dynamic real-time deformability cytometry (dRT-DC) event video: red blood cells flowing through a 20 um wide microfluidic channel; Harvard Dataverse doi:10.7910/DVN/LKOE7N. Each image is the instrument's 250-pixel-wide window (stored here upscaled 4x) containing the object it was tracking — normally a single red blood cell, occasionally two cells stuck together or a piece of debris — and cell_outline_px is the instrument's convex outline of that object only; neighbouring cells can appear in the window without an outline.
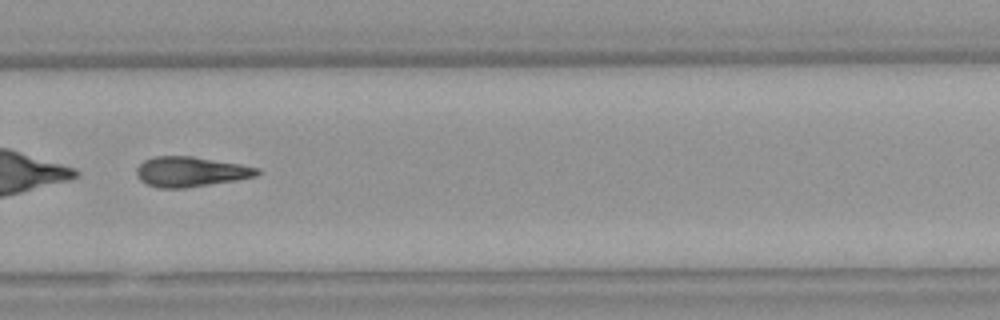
{"species": "Egyptian fruit bat (a non-hibernating species)", "species_latin": "Rousettus aegyptiacus", "temperature_condition": "warm", "stored_images_in_passage": 32, "camera_frame_rate_fps": 3000, "um_per_image_px": 0.085, "animal": {"sex": "female"}, "frame": {"image": 1, "passage_image": 19, "time_ms": 6.0, "image_size_px": [1000, 320], "cell_outline_px": [[260, 172], [256, 176], [236, 180], [184, 188], [160, 188], [148, 184], [140, 180], [136, 172], [136, 168], [144, 160], [152, 156], [192, 156], [240, 164], [260, 168]], "centroid_in_image_um": [16.2, 14.59], "position_along_channel_um": 313.6, "area_um2": 21.04}, "authors_computed_cell_mechanics": {"area_um2": 21.097, "velocity_mm_per_s": 4.1477, "shape_relaxation_time_tau1_ms": 9.2676, "shape_relaxation_time_tau2_ms": null, "deformation_change_tau1": 0.2261, "deformation_change_tau2": null}}